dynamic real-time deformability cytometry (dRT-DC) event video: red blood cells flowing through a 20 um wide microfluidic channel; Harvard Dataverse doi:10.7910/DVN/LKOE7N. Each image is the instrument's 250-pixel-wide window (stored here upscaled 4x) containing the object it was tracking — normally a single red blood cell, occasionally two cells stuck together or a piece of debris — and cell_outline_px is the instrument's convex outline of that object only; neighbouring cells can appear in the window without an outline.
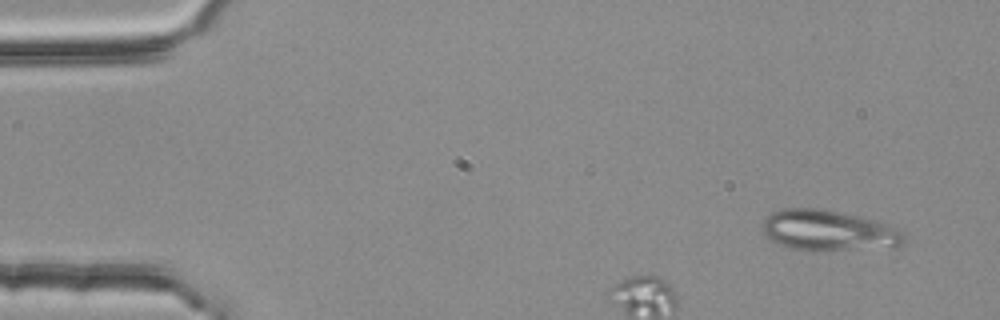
{"species": "common noctule bat (a hibernating species)", "species_latin": "Nyctalus noctula", "temperature_condition": "room temperature", "stored_images_in_passage": 3, "segment_of_instrument_passage": [1, 2], "camera_frame_rate_fps": 3000, "um_per_image_px": 0.085, "animal": {"sex": "female", "body_mass_g": 25.1}, "frame": {"image": 1, "passage_image": 1, "time_ms": 0.0, "image_size_px": [1000, 320], "cell_outline_px": [[908, 240], [904, 244], [812, 252], [788, 248], [772, 240], [764, 232], [760, 224], [772, 212], [784, 208], [816, 208], [876, 220], [900, 228], [904, 232]], "centroid_in_image_um": [70.4, 19.59], "position_along_channel_um": 14.6, "area_um2": 33.35}}